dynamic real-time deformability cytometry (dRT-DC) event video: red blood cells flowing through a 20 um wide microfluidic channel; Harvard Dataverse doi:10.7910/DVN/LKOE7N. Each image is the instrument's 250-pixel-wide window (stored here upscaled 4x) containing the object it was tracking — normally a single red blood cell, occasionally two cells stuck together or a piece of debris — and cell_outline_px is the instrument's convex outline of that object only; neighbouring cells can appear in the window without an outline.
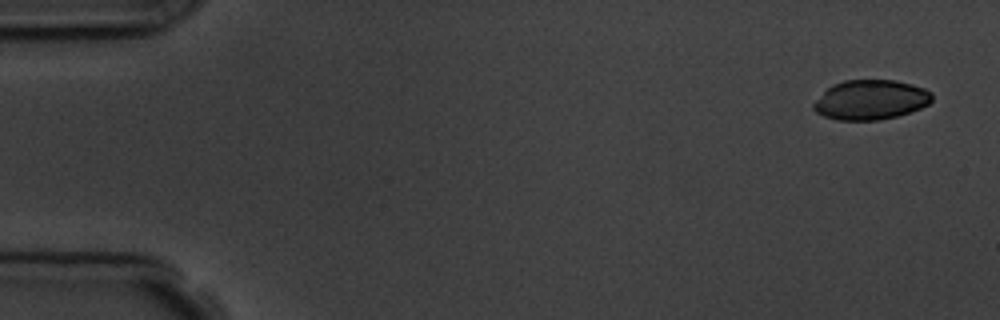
{"species": "common noctule bat (a hibernating species)", "species_latin": "Nyctalus noctula", "temperature_condition": "room temperature", "stored_images_in_passage": 4, "camera_frame_rate_fps": 3000, "um_per_image_px": 0.085, "animal": {"sex": "male", "body_mass_g": 19.5, "forearm_length_mm": 54.6}, "frame": {"image": 1, "passage_image": 1, "time_ms": 0.0, "image_size_px": [1000, 320], "cell_outline_px": [[932, 100], [928, 104], [920, 108], [896, 116], [880, 120], [836, 120], [824, 116], [816, 112], [812, 108], [812, 104], [832, 84], [844, 80], [896, 80], [912, 84], [924, 88], [932, 92]], "centroid_in_image_um": [74.0, 8.48], "position_along_channel_um": 11.0, "area_um2": 27.4}}
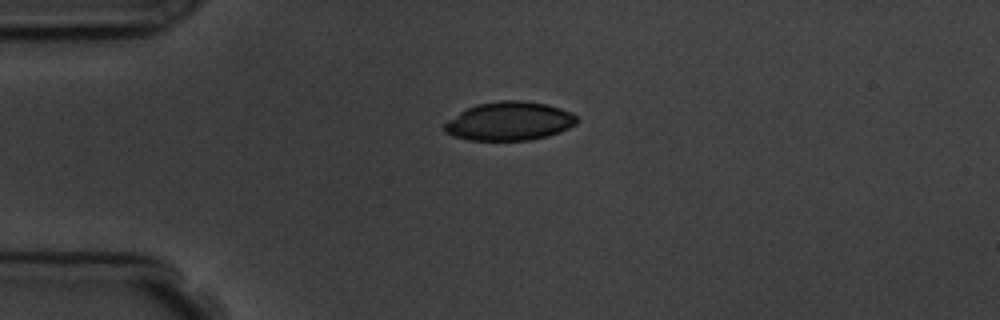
{"frame": {"image": 2, "passage_image": 4, "time_ms": 3.667, "image_size_px": [1000, 320], "cell_outline_px": [[580, 120], [576, 124], [560, 132], [548, 136], [532, 140], [468, 140], [452, 136], [444, 132], [444, 124], [448, 120], [460, 112], [476, 104], [500, 100], [524, 100], [544, 104], [560, 108], [572, 112]], "centroid_in_image_um": [43.31, 10.3], "position_along_channel_um": 41.7, "area_um2": 30.0}}